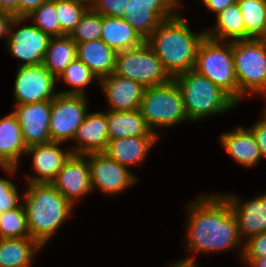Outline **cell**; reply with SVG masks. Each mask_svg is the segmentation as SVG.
Returning a JSON list of instances; mask_svg holds the SVG:
<instances>
[{
    "label": "cell",
    "mask_w": 266,
    "mask_h": 267,
    "mask_svg": "<svg viewBox=\"0 0 266 267\" xmlns=\"http://www.w3.org/2000/svg\"><path fill=\"white\" fill-rule=\"evenodd\" d=\"M129 0H97L92 8L102 16L123 17Z\"/></svg>",
    "instance_id": "obj_37"
},
{
    "label": "cell",
    "mask_w": 266,
    "mask_h": 267,
    "mask_svg": "<svg viewBox=\"0 0 266 267\" xmlns=\"http://www.w3.org/2000/svg\"><path fill=\"white\" fill-rule=\"evenodd\" d=\"M233 58L238 103L249 92L266 97V39L233 41Z\"/></svg>",
    "instance_id": "obj_6"
},
{
    "label": "cell",
    "mask_w": 266,
    "mask_h": 267,
    "mask_svg": "<svg viewBox=\"0 0 266 267\" xmlns=\"http://www.w3.org/2000/svg\"><path fill=\"white\" fill-rule=\"evenodd\" d=\"M77 146L71 147L76 155L103 152L109 141L108 122L105 112H87L79 126L76 136ZM79 142V143H78Z\"/></svg>",
    "instance_id": "obj_20"
},
{
    "label": "cell",
    "mask_w": 266,
    "mask_h": 267,
    "mask_svg": "<svg viewBox=\"0 0 266 267\" xmlns=\"http://www.w3.org/2000/svg\"><path fill=\"white\" fill-rule=\"evenodd\" d=\"M23 194L31 238L43 247L73 212L74 206L51 183H27Z\"/></svg>",
    "instance_id": "obj_3"
},
{
    "label": "cell",
    "mask_w": 266,
    "mask_h": 267,
    "mask_svg": "<svg viewBox=\"0 0 266 267\" xmlns=\"http://www.w3.org/2000/svg\"><path fill=\"white\" fill-rule=\"evenodd\" d=\"M30 232L23 203L0 215V239L28 238Z\"/></svg>",
    "instance_id": "obj_31"
},
{
    "label": "cell",
    "mask_w": 266,
    "mask_h": 267,
    "mask_svg": "<svg viewBox=\"0 0 266 267\" xmlns=\"http://www.w3.org/2000/svg\"><path fill=\"white\" fill-rule=\"evenodd\" d=\"M178 11L177 4H142L129 0L122 18L146 40L162 21Z\"/></svg>",
    "instance_id": "obj_18"
},
{
    "label": "cell",
    "mask_w": 266,
    "mask_h": 267,
    "mask_svg": "<svg viewBox=\"0 0 266 267\" xmlns=\"http://www.w3.org/2000/svg\"><path fill=\"white\" fill-rule=\"evenodd\" d=\"M16 185L9 179L0 178V215L1 213L15 209L22 203Z\"/></svg>",
    "instance_id": "obj_35"
},
{
    "label": "cell",
    "mask_w": 266,
    "mask_h": 267,
    "mask_svg": "<svg viewBox=\"0 0 266 267\" xmlns=\"http://www.w3.org/2000/svg\"><path fill=\"white\" fill-rule=\"evenodd\" d=\"M243 262L249 267H266V257L243 258Z\"/></svg>",
    "instance_id": "obj_44"
},
{
    "label": "cell",
    "mask_w": 266,
    "mask_h": 267,
    "mask_svg": "<svg viewBox=\"0 0 266 267\" xmlns=\"http://www.w3.org/2000/svg\"><path fill=\"white\" fill-rule=\"evenodd\" d=\"M262 113H263L262 115L266 118V108L264 109V111Z\"/></svg>",
    "instance_id": "obj_48"
},
{
    "label": "cell",
    "mask_w": 266,
    "mask_h": 267,
    "mask_svg": "<svg viewBox=\"0 0 266 267\" xmlns=\"http://www.w3.org/2000/svg\"><path fill=\"white\" fill-rule=\"evenodd\" d=\"M133 3H142V4H177V0H133Z\"/></svg>",
    "instance_id": "obj_45"
},
{
    "label": "cell",
    "mask_w": 266,
    "mask_h": 267,
    "mask_svg": "<svg viewBox=\"0 0 266 267\" xmlns=\"http://www.w3.org/2000/svg\"><path fill=\"white\" fill-rule=\"evenodd\" d=\"M50 37L61 36V25L56 14V0H47L25 17Z\"/></svg>",
    "instance_id": "obj_32"
},
{
    "label": "cell",
    "mask_w": 266,
    "mask_h": 267,
    "mask_svg": "<svg viewBox=\"0 0 266 267\" xmlns=\"http://www.w3.org/2000/svg\"><path fill=\"white\" fill-rule=\"evenodd\" d=\"M47 0H18L17 18H25L34 9H37L43 2Z\"/></svg>",
    "instance_id": "obj_39"
},
{
    "label": "cell",
    "mask_w": 266,
    "mask_h": 267,
    "mask_svg": "<svg viewBox=\"0 0 266 267\" xmlns=\"http://www.w3.org/2000/svg\"><path fill=\"white\" fill-rule=\"evenodd\" d=\"M173 80L181 92L189 121L197 122L214 114H224L237 105L225 91L193 69Z\"/></svg>",
    "instance_id": "obj_4"
},
{
    "label": "cell",
    "mask_w": 266,
    "mask_h": 267,
    "mask_svg": "<svg viewBox=\"0 0 266 267\" xmlns=\"http://www.w3.org/2000/svg\"><path fill=\"white\" fill-rule=\"evenodd\" d=\"M181 16L178 11L162 21L145 40L172 78L194 68L198 46L206 36L205 31H191Z\"/></svg>",
    "instance_id": "obj_2"
},
{
    "label": "cell",
    "mask_w": 266,
    "mask_h": 267,
    "mask_svg": "<svg viewBox=\"0 0 266 267\" xmlns=\"http://www.w3.org/2000/svg\"><path fill=\"white\" fill-rule=\"evenodd\" d=\"M18 0H0V10L12 13L17 17Z\"/></svg>",
    "instance_id": "obj_42"
},
{
    "label": "cell",
    "mask_w": 266,
    "mask_h": 267,
    "mask_svg": "<svg viewBox=\"0 0 266 267\" xmlns=\"http://www.w3.org/2000/svg\"><path fill=\"white\" fill-rule=\"evenodd\" d=\"M245 24V40L266 39V0H237Z\"/></svg>",
    "instance_id": "obj_29"
},
{
    "label": "cell",
    "mask_w": 266,
    "mask_h": 267,
    "mask_svg": "<svg viewBox=\"0 0 266 267\" xmlns=\"http://www.w3.org/2000/svg\"><path fill=\"white\" fill-rule=\"evenodd\" d=\"M57 79H61L66 84L74 87L67 91H58V93L84 96L86 85H89L95 79L99 81L97 76L88 68V66L78 59L71 62Z\"/></svg>",
    "instance_id": "obj_30"
},
{
    "label": "cell",
    "mask_w": 266,
    "mask_h": 267,
    "mask_svg": "<svg viewBox=\"0 0 266 267\" xmlns=\"http://www.w3.org/2000/svg\"><path fill=\"white\" fill-rule=\"evenodd\" d=\"M249 129L256 139L262 157H266V118L262 115V118Z\"/></svg>",
    "instance_id": "obj_38"
},
{
    "label": "cell",
    "mask_w": 266,
    "mask_h": 267,
    "mask_svg": "<svg viewBox=\"0 0 266 267\" xmlns=\"http://www.w3.org/2000/svg\"><path fill=\"white\" fill-rule=\"evenodd\" d=\"M202 2L208 11L214 12L216 16L226 7L235 4L237 0H202Z\"/></svg>",
    "instance_id": "obj_40"
},
{
    "label": "cell",
    "mask_w": 266,
    "mask_h": 267,
    "mask_svg": "<svg viewBox=\"0 0 266 267\" xmlns=\"http://www.w3.org/2000/svg\"><path fill=\"white\" fill-rule=\"evenodd\" d=\"M77 59V43L69 36L51 37L43 65L56 77Z\"/></svg>",
    "instance_id": "obj_28"
},
{
    "label": "cell",
    "mask_w": 266,
    "mask_h": 267,
    "mask_svg": "<svg viewBox=\"0 0 266 267\" xmlns=\"http://www.w3.org/2000/svg\"><path fill=\"white\" fill-rule=\"evenodd\" d=\"M242 258L266 257V231L243 242Z\"/></svg>",
    "instance_id": "obj_36"
},
{
    "label": "cell",
    "mask_w": 266,
    "mask_h": 267,
    "mask_svg": "<svg viewBox=\"0 0 266 267\" xmlns=\"http://www.w3.org/2000/svg\"><path fill=\"white\" fill-rule=\"evenodd\" d=\"M74 1L84 5L87 9H92L97 2V0H74Z\"/></svg>",
    "instance_id": "obj_46"
},
{
    "label": "cell",
    "mask_w": 266,
    "mask_h": 267,
    "mask_svg": "<svg viewBox=\"0 0 266 267\" xmlns=\"http://www.w3.org/2000/svg\"><path fill=\"white\" fill-rule=\"evenodd\" d=\"M27 146L16 115L11 111L0 117V166L10 175L19 167L20 158L26 155Z\"/></svg>",
    "instance_id": "obj_19"
},
{
    "label": "cell",
    "mask_w": 266,
    "mask_h": 267,
    "mask_svg": "<svg viewBox=\"0 0 266 267\" xmlns=\"http://www.w3.org/2000/svg\"><path fill=\"white\" fill-rule=\"evenodd\" d=\"M116 53L139 47L145 40L122 17L102 16L101 38Z\"/></svg>",
    "instance_id": "obj_25"
},
{
    "label": "cell",
    "mask_w": 266,
    "mask_h": 267,
    "mask_svg": "<svg viewBox=\"0 0 266 267\" xmlns=\"http://www.w3.org/2000/svg\"><path fill=\"white\" fill-rule=\"evenodd\" d=\"M14 82L15 105L53 100L57 78L43 65L20 66Z\"/></svg>",
    "instance_id": "obj_12"
},
{
    "label": "cell",
    "mask_w": 266,
    "mask_h": 267,
    "mask_svg": "<svg viewBox=\"0 0 266 267\" xmlns=\"http://www.w3.org/2000/svg\"><path fill=\"white\" fill-rule=\"evenodd\" d=\"M116 52L101 39L77 43V59L100 80L114 73Z\"/></svg>",
    "instance_id": "obj_24"
},
{
    "label": "cell",
    "mask_w": 266,
    "mask_h": 267,
    "mask_svg": "<svg viewBox=\"0 0 266 267\" xmlns=\"http://www.w3.org/2000/svg\"><path fill=\"white\" fill-rule=\"evenodd\" d=\"M64 143L49 142L29 146L25 154L32 156L33 165L31 167L37 173L27 175V183H52L57 173L61 170L64 163L73 154L71 148L68 150L61 149L60 145Z\"/></svg>",
    "instance_id": "obj_15"
},
{
    "label": "cell",
    "mask_w": 266,
    "mask_h": 267,
    "mask_svg": "<svg viewBox=\"0 0 266 267\" xmlns=\"http://www.w3.org/2000/svg\"><path fill=\"white\" fill-rule=\"evenodd\" d=\"M25 21L26 18L15 17L11 22L6 40L7 49L11 55L22 60L20 66L43 64L51 37L35 25H24L14 31L12 26H22Z\"/></svg>",
    "instance_id": "obj_10"
},
{
    "label": "cell",
    "mask_w": 266,
    "mask_h": 267,
    "mask_svg": "<svg viewBox=\"0 0 266 267\" xmlns=\"http://www.w3.org/2000/svg\"><path fill=\"white\" fill-rule=\"evenodd\" d=\"M42 247L31 237L0 239V267H31Z\"/></svg>",
    "instance_id": "obj_26"
},
{
    "label": "cell",
    "mask_w": 266,
    "mask_h": 267,
    "mask_svg": "<svg viewBox=\"0 0 266 267\" xmlns=\"http://www.w3.org/2000/svg\"><path fill=\"white\" fill-rule=\"evenodd\" d=\"M139 111L156 134L159 127L170 128L189 121L181 92L173 79L163 85L145 88Z\"/></svg>",
    "instance_id": "obj_7"
},
{
    "label": "cell",
    "mask_w": 266,
    "mask_h": 267,
    "mask_svg": "<svg viewBox=\"0 0 266 267\" xmlns=\"http://www.w3.org/2000/svg\"><path fill=\"white\" fill-rule=\"evenodd\" d=\"M109 140L127 137H159L147 124L139 109L133 111H106Z\"/></svg>",
    "instance_id": "obj_23"
},
{
    "label": "cell",
    "mask_w": 266,
    "mask_h": 267,
    "mask_svg": "<svg viewBox=\"0 0 266 267\" xmlns=\"http://www.w3.org/2000/svg\"><path fill=\"white\" fill-rule=\"evenodd\" d=\"M114 73L138 82L145 88L163 85L173 79L146 42L139 47L118 52Z\"/></svg>",
    "instance_id": "obj_8"
},
{
    "label": "cell",
    "mask_w": 266,
    "mask_h": 267,
    "mask_svg": "<svg viewBox=\"0 0 266 267\" xmlns=\"http://www.w3.org/2000/svg\"><path fill=\"white\" fill-rule=\"evenodd\" d=\"M223 196L229 202L238 224V232L244 242L248 238L266 231V194L241 202L236 195ZM245 238V239H244Z\"/></svg>",
    "instance_id": "obj_16"
},
{
    "label": "cell",
    "mask_w": 266,
    "mask_h": 267,
    "mask_svg": "<svg viewBox=\"0 0 266 267\" xmlns=\"http://www.w3.org/2000/svg\"><path fill=\"white\" fill-rule=\"evenodd\" d=\"M52 100L15 105L12 111L20 123L27 147L51 142L49 122Z\"/></svg>",
    "instance_id": "obj_14"
},
{
    "label": "cell",
    "mask_w": 266,
    "mask_h": 267,
    "mask_svg": "<svg viewBox=\"0 0 266 267\" xmlns=\"http://www.w3.org/2000/svg\"><path fill=\"white\" fill-rule=\"evenodd\" d=\"M103 94L109 103L108 110L133 111L139 109L145 87L115 73L99 80Z\"/></svg>",
    "instance_id": "obj_17"
},
{
    "label": "cell",
    "mask_w": 266,
    "mask_h": 267,
    "mask_svg": "<svg viewBox=\"0 0 266 267\" xmlns=\"http://www.w3.org/2000/svg\"><path fill=\"white\" fill-rule=\"evenodd\" d=\"M215 17L216 24L205 31L206 37L226 42L245 40V24L237 2L226 7Z\"/></svg>",
    "instance_id": "obj_27"
},
{
    "label": "cell",
    "mask_w": 266,
    "mask_h": 267,
    "mask_svg": "<svg viewBox=\"0 0 266 267\" xmlns=\"http://www.w3.org/2000/svg\"><path fill=\"white\" fill-rule=\"evenodd\" d=\"M225 152L239 165L251 168L260 161L262 154L249 128L236 127L220 136Z\"/></svg>",
    "instance_id": "obj_21"
},
{
    "label": "cell",
    "mask_w": 266,
    "mask_h": 267,
    "mask_svg": "<svg viewBox=\"0 0 266 267\" xmlns=\"http://www.w3.org/2000/svg\"><path fill=\"white\" fill-rule=\"evenodd\" d=\"M51 184L75 207L81 197L93 191L87 158L72 154Z\"/></svg>",
    "instance_id": "obj_13"
},
{
    "label": "cell",
    "mask_w": 266,
    "mask_h": 267,
    "mask_svg": "<svg viewBox=\"0 0 266 267\" xmlns=\"http://www.w3.org/2000/svg\"><path fill=\"white\" fill-rule=\"evenodd\" d=\"M181 3V0H177V6H178V9H180L179 7H180V4Z\"/></svg>",
    "instance_id": "obj_47"
},
{
    "label": "cell",
    "mask_w": 266,
    "mask_h": 267,
    "mask_svg": "<svg viewBox=\"0 0 266 267\" xmlns=\"http://www.w3.org/2000/svg\"><path fill=\"white\" fill-rule=\"evenodd\" d=\"M193 70L211 80L238 103L233 41H217L205 36L198 46Z\"/></svg>",
    "instance_id": "obj_5"
},
{
    "label": "cell",
    "mask_w": 266,
    "mask_h": 267,
    "mask_svg": "<svg viewBox=\"0 0 266 267\" xmlns=\"http://www.w3.org/2000/svg\"><path fill=\"white\" fill-rule=\"evenodd\" d=\"M87 8L74 0H56V14L61 25V36L70 35Z\"/></svg>",
    "instance_id": "obj_34"
},
{
    "label": "cell",
    "mask_w": 266,
    "mask_h": 267,
    "mask_svg": "<svg viewBox=\"0 0 266 267\" xmlns=\"http://www.w3.org/2000/svg\"><path fill=\"white\" fill-rule=\"evenodd\" d=\"M86 95L58 93L52 100L49 135L53 142L73 140L88 112ZM70 139V140H69Z\"/></svg>",
    "instance_id": "obj_9"
},
{
    "label": "cell",
    "mask_w": 266,
    "mask_h": 267,
    "mask_svg": "<svg viewBox=\"0 0 266 267\" xmlns=\"http://www.w3.org/2000/svg\"><path fill=\"white\" fill-rule=\"evenodd\" d=\"M102 15L87 9L75 29L69 35L76 43L95 41L101 38Z\"/></svg>",
    "instance_id": "obj_33"
},
{
    "label": "cell",
    "mask_w": 266,
    "mask_h": 267,
    "mask_svg": "<svg viewBox=\"0 0 266 267\" xmlns=\"http://www.w3.org/2000/svg\"><path fill=\"white\" fill-rule=\"evenodd\" d=\"M159 137H127L109 140L105 150L107 156L119 164L128 166L141 165Z\"/></svg>",
    "instance_id": "obj_22"
},
{
    "label": "cell",
    "mask_w": 266,
    "mask_h": 267,
    "mask_svg": "<svg viewBox=\"0 0 266 267\" xmlns=\"http://www.w3.org/2000/svg\"><path fill=\"white\" fill-rule=\"evenodd\" d=\"M194 257H187L185 259H181L174 263H171L169 267H199L198 264L193 259ZM168 267V266H167Z\"/></svg>",
    "instance_id": "obj_43"
},
{
    "label": "cell",
    "mask_w": 266,
    "mask_h": 267,
    "mask_svg": "<svg viewBox=\"0 0 266 267\" xmlns=\"http://www.w3.org/2000/svg\"><path fill=\"white\" fill-rule=\"evenodd\" d=\"M187 207V250L193 253L222 252L238 249L242 255L243 241L236 217L222 194L200 195Z\"/></svg>",
    "instance_id": "obj_1"
},
{
    "label": "cell",
    "mask_w": 266,
    "mask_h": 267,
    "mask_svg": "<svg viewBox=\"0 0 266 267\" xmlns=\"http://www.w3.org/2000/svg\"><path fill=\"white\" fill-rule=\"evenodd\" d=\"M89 165L92 190L98 188L109 195L119 194L135 185L138 178L129 168L119 164L104 152L84 155Z\"/></svg>",
    "instance_id": "obj_11"
},
{
    "label": "cell",
    "mask_w": 266,
    "mask_h": 267,
    "mask_svg": "<svg viewBox=\"0 0 266 267\" xmlns=\"http://www.w3.org/2000/svg\"><path fill=\"white\" fill-rule=\"evenodd\" d=\"M14 18L12 13L0 10V39L4 37L5 41L7 40L9 27Z\"/></svg>",
    "instance_id": "obj_41"
}]
</instances>
